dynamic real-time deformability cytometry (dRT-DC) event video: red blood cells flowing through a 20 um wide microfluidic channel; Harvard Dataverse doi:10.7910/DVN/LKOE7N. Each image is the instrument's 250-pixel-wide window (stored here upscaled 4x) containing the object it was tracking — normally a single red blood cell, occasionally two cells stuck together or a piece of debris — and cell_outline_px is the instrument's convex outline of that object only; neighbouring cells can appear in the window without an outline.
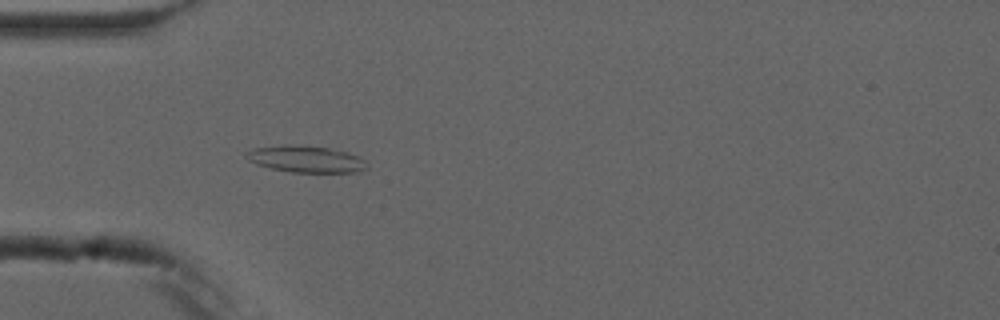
{"species": "common noctule bat (a hibernating species)", "species_latin": "Nyctalus noctula", "temperature_condition": "cold", "stored_images_in_passage": 4, "camera_frame_rate_fps": 3000, "um_per_image_px": 0.085, "animal": {"sex": "male", "forearm_length_mm": 52.5}, "frame": {"image": 1, "passage_image": 4, "time_ms": 3.333, "image_size_px": [1000, 320], "cell_outline_px": [[368, 168], [352, 172], [292, 172], [272, 168], [256, 164], [248, 160], [244, 156], [244, 152], [256, 148], [284, 144], [292, 144], [332, 148], [348, 152], [364, 160]], "centroid_in_image_um": [25.96, 13.51], "position_along_channel_um": 59.0, "area_um2": 18.73}}